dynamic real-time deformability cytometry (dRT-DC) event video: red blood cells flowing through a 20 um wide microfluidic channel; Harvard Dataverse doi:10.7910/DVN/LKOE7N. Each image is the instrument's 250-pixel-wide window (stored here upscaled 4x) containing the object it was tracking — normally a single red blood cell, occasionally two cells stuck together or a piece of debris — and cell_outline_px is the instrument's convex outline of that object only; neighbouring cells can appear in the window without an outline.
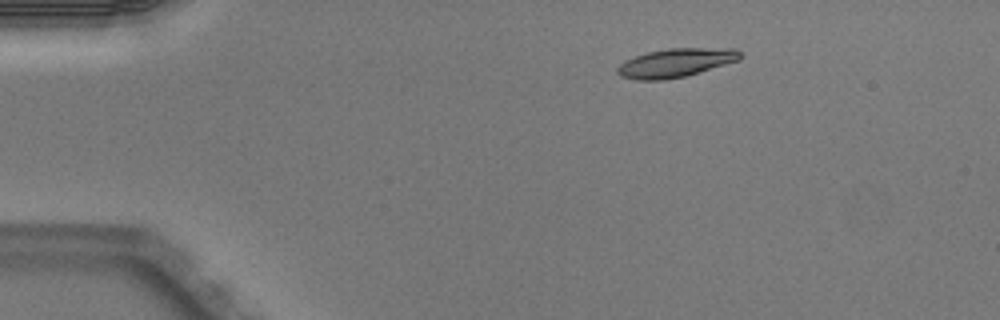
{"species": "Egyptian fruit bat (a non-hibernating species)", "species_latin": "Rousettus aegyptiacus", "temperature_condition": "warm", "stored_images_in_passage": 5, "camera_frame_rate_fps": 3000, "um_per_image_px": 0.085, "animal": {"sex": "male"}, "frame": {"image": 1, "passage_image": 3, "time_ms": 0.667, "image_size_px": [1000, 320], "cell_outline_px": [[744, 56], [740, 60], [684, 76], [664, 80], [636, 80], [620, 76], [616, 72], [616, 68], [624, 60], [648, 52], [668, 48], [736, 48]], "centroid_in_image_um": [57.44, 5.33], "position_along_channel_um": 27.6, "area_um2": 20.58}}
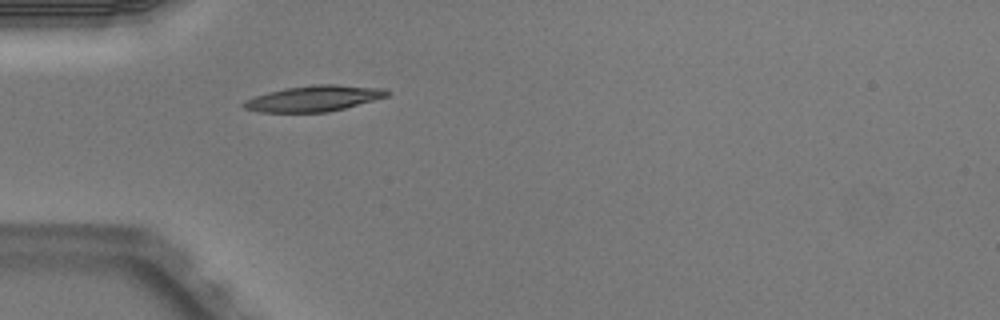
{"frame": {"image": 2, "passage_image": 5, "time_ms": 1.333, "image_size_px": [1000, 320], "cell_outline_px": [[392, 92], [388, 96], [344, 108], [328, 112], [260, 112], [244, 108], [240, 104], [244, 100], [268, 92], [284, 88], [316, 84], [336, 84], [384, 88]], "centroid_in_image_um": [26.68, 8.36], "position_along_channel_um": 58.3, "area_um2": 21.62}}